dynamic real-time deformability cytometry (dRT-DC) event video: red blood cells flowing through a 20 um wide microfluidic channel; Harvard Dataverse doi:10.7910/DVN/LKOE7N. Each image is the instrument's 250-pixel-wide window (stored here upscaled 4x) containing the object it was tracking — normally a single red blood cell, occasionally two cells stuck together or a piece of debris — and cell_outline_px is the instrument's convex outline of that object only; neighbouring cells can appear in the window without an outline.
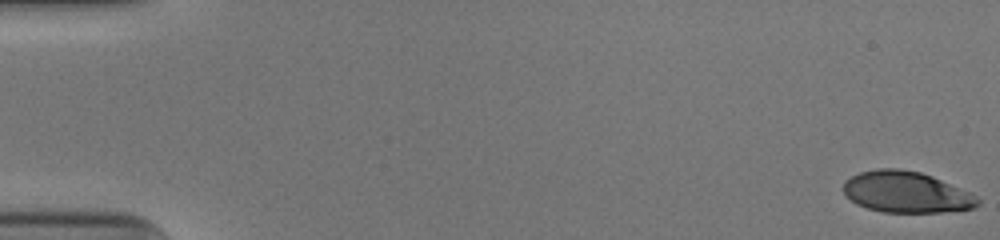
{"species": "human", "species_latin": "Homo sapiens", "temperature_condition": "cold", "stored_images_in_passage": 52, "camera_frame_rate_fps": 3000, "um_per_image_px": 0.085, "donor": {"sex": "male"}, "frame": {"image": 1, "passage_image": 1, "time_ms": 0.0, "image_size_px": [1000, 240], "cell_outline_px": [[980, 204], [972, 208], [940, 212], [884, 212], [868, 208], [856, 204], [844, 192], [844, 180], [860, 172], [876, 168], [900, 168], [920, 172], [932, 176], [968, 192], [976, 196], [980, 200]], "centroid_in_image_um": [77.01, 16.32], "position_along_channel_um": 8.0, "area_um2": 31.96}}
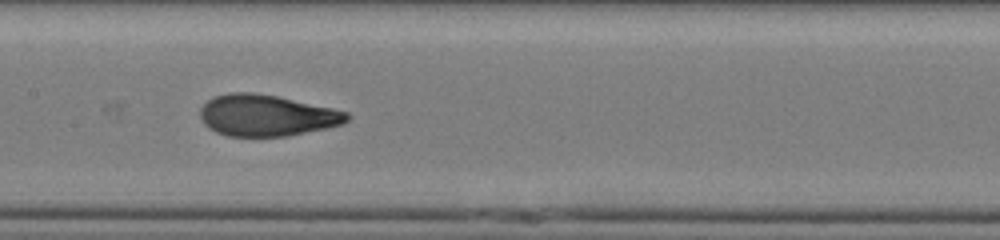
{"frame": {"image": 2, "passage_image": 27, "time_ms": 8.667, "image_size_px": [1000, 240], "cell_outline_px": [[352, 116], [344, 124], [284, 136], [228, 136], [216, 132], [208, 128], [204, 124], [200, 116], [200, 108], [208, 100], [216, 96], [232, 92], [252, 92], [276, 96], [332, 108], [348, 112]], "centroid_in_image_um": [22.65, 9.81], "position_along_channel_um": 184.7, "area_um2": 35.14}}
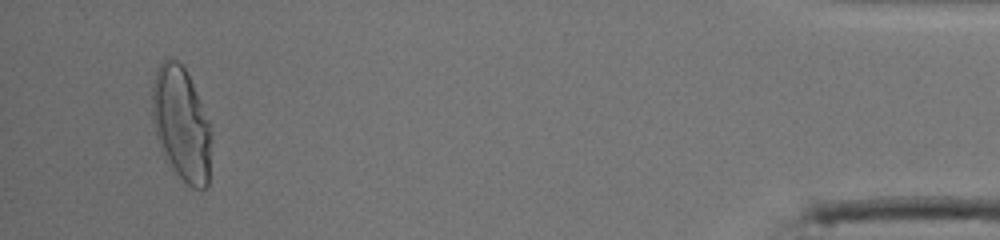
{"frame": {"image": 3, "passage_image": 50, "time_ms": 16.333, "image_size_px": [1000, 240], "cell_outline_px": [[208, 184], [204, 188], [192, 188], [172, 172], [164, 160], [156, 136], [152, 120], [152, 88], [156, 68], [168, 56], [176, 60], [184, 68], [192, 84], [208, 120]], "centroid_in_image_um": [15.33, 10.54], "position_along_channel_um": 419.9, "area_um2": 38.67}, "authors_computed_cell_mechanics": {"area_um2": 34.9401, "velocity_mm_per_s": 3.9869, "shape_relaxation_time_tau1_ms": 6.9356, "shape_relaxation_time_tau2_ms": 0.871, "deformation_change_tau1": 0.2721, "deformation_change_tau2": 0.0652}}